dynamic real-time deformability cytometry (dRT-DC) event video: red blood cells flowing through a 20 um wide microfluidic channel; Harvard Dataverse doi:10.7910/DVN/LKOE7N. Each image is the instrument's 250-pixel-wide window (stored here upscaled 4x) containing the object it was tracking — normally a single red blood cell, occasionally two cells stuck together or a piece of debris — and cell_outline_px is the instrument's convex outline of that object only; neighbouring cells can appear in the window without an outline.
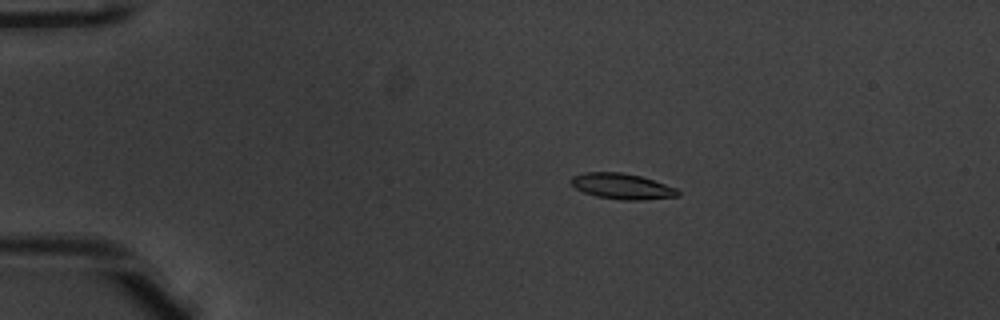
{"species": "common noctule bat (a hibernating species)", "species_latin": "Nyctalus noctula", "temperature_condition": "warm", "stored_images_in_passage": 43, "camera_frame_rate_fps": 3000, "um_per_image_px": 0.085, "animal": {"sex": "male", "body_mass_g": 20.1, "forearm_length_mm": 53.5}, "frame": {"image": 1, "passage_image": 1, "time_ms": 0.0, "image_size_px": [1000, 320], "cell_outline_px": [[680, 196], [640, 200], [620, 200], [596, 196], [584, 192], [576, 188], [572, 184], [572, 176], [584, 172], [620, 172], [640, 176], [676, 188], [680, 192]], "centroid_in_image_um": [52.88, 15.84], "position_along_channel_um": 32.1, "area_um2": 15.84}}
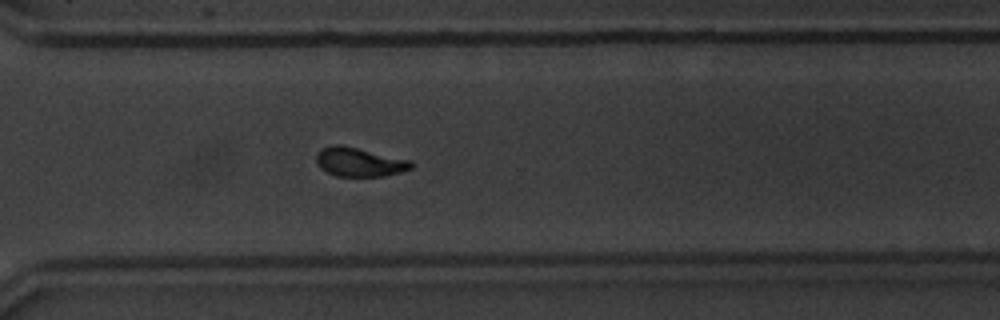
{"frame": {"image": 2, "passage_image": 29, "time_ms": 9.333, "image_size_px": [1000, 320], "cell_outline_px": [[412, 168], [400, 172], [384, 176], [336, 176], [320, 168], [316, 164], [316, 152], [320, 148], [332, 144], [340, 144], [412, 160]], "centroid_in_image_um": [30.5, 13.76], "position_along_channel_um": 340.1, "area_um2": 16.18}}
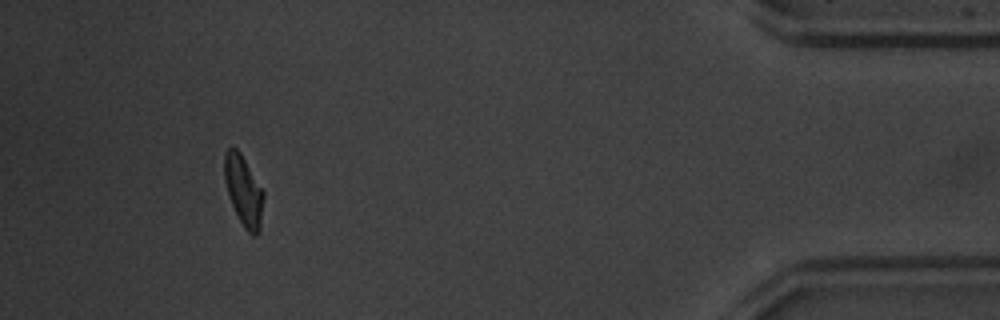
{"frame": {"image": 3, "passage_image": 39, "time_ms": 12.667, "image_size_px": [1000, 320], "cell_outline_px": [[264, 196], [260, 228], [256, 236], [252, 236], [244, 228], [232, 204], [224, 180], [224, 152], [232, 144], [240, 152], [264, 192]], "centroid_in_image_um": [20.7, 16.18], "position_along_channel_um": 414.5, "area_um2": 15.95}, "authors_computed_cell_mechanics": {"area_um2": 16.2418, "velocity_mm_per_s": 3.9347, "shape_relaxation_time_tau1_ms": 2.7012, "shape_relaxation_time_tau2_ms": 2.4859, "deformation_change_tau1": 0.1723, "deformation_change_tau2": 0.0959}}